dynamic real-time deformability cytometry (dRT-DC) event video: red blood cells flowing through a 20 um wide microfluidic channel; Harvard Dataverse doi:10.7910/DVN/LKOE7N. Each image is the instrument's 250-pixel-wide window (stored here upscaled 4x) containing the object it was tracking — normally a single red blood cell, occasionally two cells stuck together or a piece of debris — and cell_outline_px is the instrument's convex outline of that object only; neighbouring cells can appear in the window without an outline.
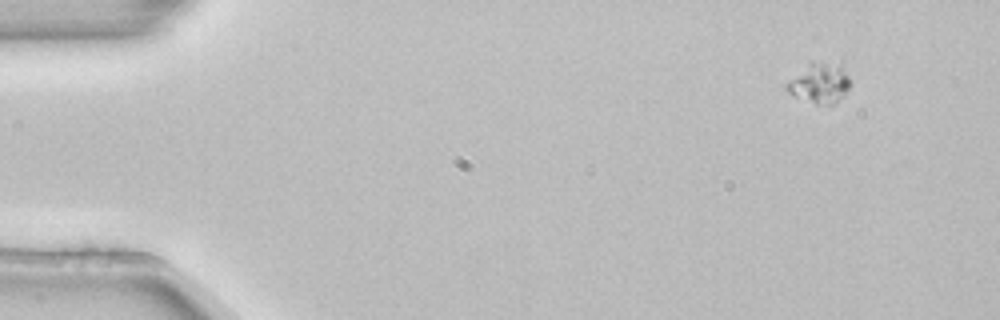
{"species": "common noctule bat (a hibernating species)", "species_latin": "Nyctalus noctula", "temperature_condition": "room temperature", "stored_images_in_passage": 5, "camera_frame_rate_fps": 3000, "um_per_image_px": 0.085, "animal": {"sex": "female", "body_mass_g": 22.7, "forearm_length_mm": 54.2}, "frame": {"image": 1, "passage_image": 1, "time_ms": 0.0, "image_size_px": [1000, 320], "cell_outline_px": [[848, 88], [832, 104], [816, 104], [792, 96], [788, 92], [788, 80], [812, 60], [840, 60], [848, 76]], "centroid_in_image_um": [69.66, 6.97], "position_along_channel_um": 15.3, "area_um2": 14.97}}